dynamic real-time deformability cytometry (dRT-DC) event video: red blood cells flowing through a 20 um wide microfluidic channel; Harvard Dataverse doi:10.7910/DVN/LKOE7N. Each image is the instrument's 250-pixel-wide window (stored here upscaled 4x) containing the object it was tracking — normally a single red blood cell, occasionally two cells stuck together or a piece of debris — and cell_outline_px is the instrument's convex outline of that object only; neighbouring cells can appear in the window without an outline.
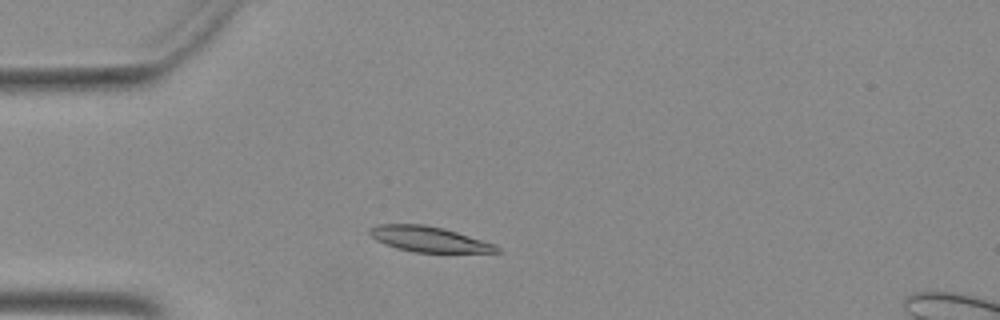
{"species": "Egyptian fruit bat (a non-hibernating species)", "species_latin": "Rousettus aegyptiacus", "temperature_condition": "warm", "stored_images_in_passage": 41, "camera_frame_rate_fps": 3000, "um_per_image_px": 0.085, "animal": {"sex": "female"}, "frame": {"image": 1, "passage_image": 4, "time_ms": 1.0, "image_size_px": [1000, 320], "cell_outline_px": [[500, 252], [416, 252], [396, 248], [384, 244], [376, 240], [368, 232], [376, 224], [424, 224], [444, 228], [496, 244], [500, 248]], "centroid_in_image_um": [36.46, 20.32], "position_along_channel_um": 48.5, "area_um2": 18.73}}
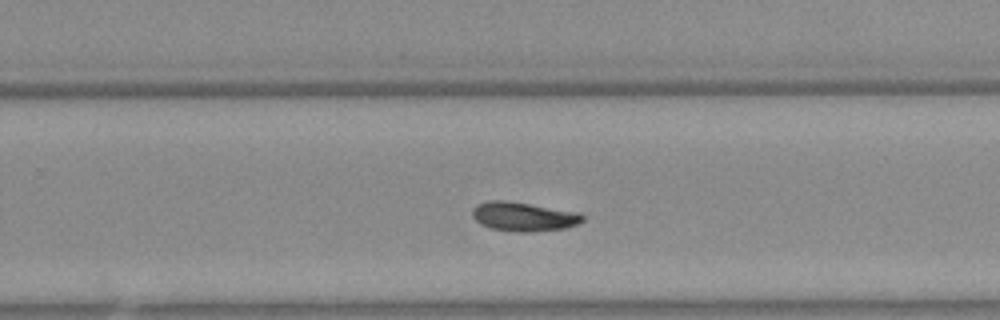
{"frame": {"image": 2, "passage_image": 23, "time_ms": 7.333, "image_size_px": [1000, 320], "cell_outline_px": [[584, 220], [568, 228], [532, 232], [520, 232], [492, 228], [480, 224], [472, 216], [472, 208], [476, 204], [488, 200], [504, 200], [580, 212], [584, 216]], "centroid_in_image_um": [44.51, 18.41], "position_along_channel_um": 285.3, "area_um2": 18.79}}
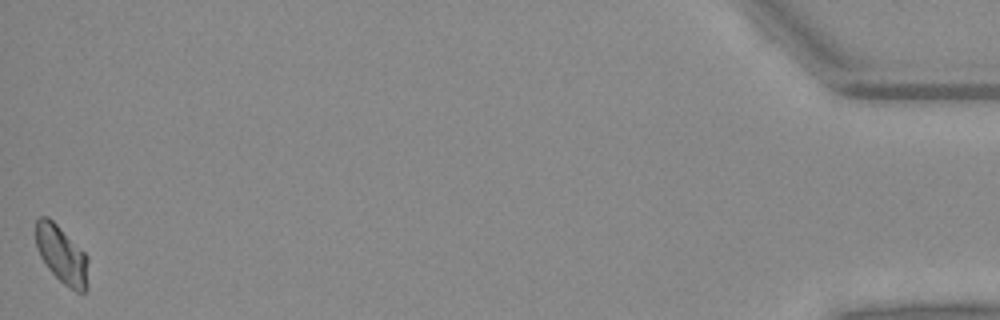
{"frame": {"image": 3, "passage_image": 41, "time_ms": 13.333, "image_size_px": [1000, 320], "cell_outline_px": [[88, 288], [84, 292], [76, 292], [64, 284], [48, 268], [40, 256], [36, 244], [36, 220], [40, 216], [48, 216], [88, 256]], "centroid_in_image_um": [5.27, 21.67], "position_along_channel_um": 429.9, "area_um2": 17.51}}